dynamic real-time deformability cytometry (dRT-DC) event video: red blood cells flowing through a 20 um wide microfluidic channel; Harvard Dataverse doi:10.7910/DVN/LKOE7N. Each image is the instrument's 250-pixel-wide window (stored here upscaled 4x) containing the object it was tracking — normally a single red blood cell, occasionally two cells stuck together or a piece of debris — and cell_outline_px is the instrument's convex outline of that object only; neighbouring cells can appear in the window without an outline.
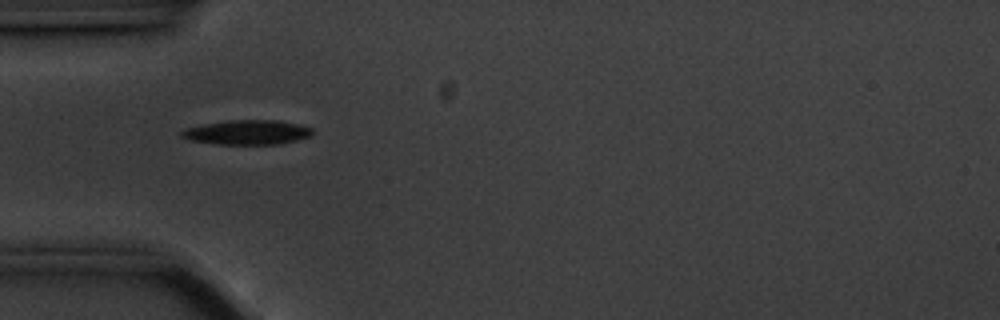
{"species": "common noctule bat (a hibernating species)", "species_latin": "Nyctalus noctula", "temperature_condition": "cold", "stored_images_in_passage": 41, "camera_frame_rate_fps": 3000, "um_per_image_px": 0.085, "animal": {"sex": "male", "body_mass_g": 20.1, "forearm_length_mm": 53.5}, "frame": {"image": 1, "passage_image": 1, "time_ms": 0.0, "image_size_px": [1000, 320], "cell_outline_px": [[312, 136], [280, 144], [220, 144], [192, 140], [180, 136], [180, 132], [184, 128], [204, 124], [228, 120], [276, 120], [300, 124], [312, 128]], "centroid_in_image_um": [21.03, 11.24], "position_along_channel_um": 64.0, "area_um2": 18.67}}
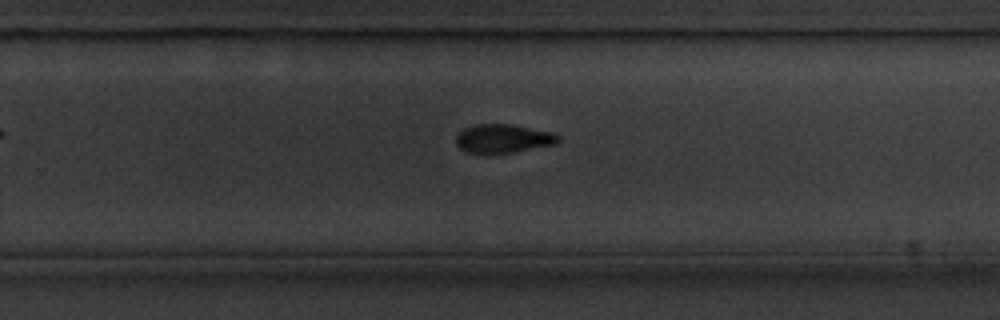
{"frame": {"image": 2, "passage_image": 20, "time_ms": 6.333, "image_size_px": [1000, 320], "cell_outline_px": [[560, 140], [556, 144], [512, 152], [464, 152], [456, 144], [456, 136], [464, 128], [476, 124], [512, 124], [556, 132], [560, 136]], "centroid_in_image_um": [42.82, 11.75], "position_along_channel_um": 287.0, "area_um2": 17.05}}
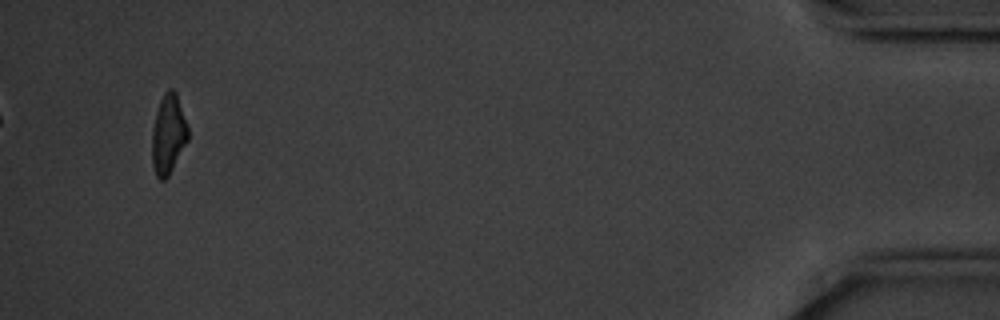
{"frame": {"image": 3, "passage_image": 38, "time_ms": 12.333, "image_size_px": [1000, 320], "cell_outline_px": [[188, 140], [168, 176], [164, 180], [160, 180], [156, 176], [152, 164], [152, 128], [156, 112], [160, 100], [164, 92], [168, 88], [172, 88], [176, 92], [188, 128]], "centroid_in_image_um": [14.29, 11.41], "position_along_channel_um": 420.9, "area_um2": 16.65}, "authors_computed_cell_mechanics": {"area_um2": 17.6868, "velocity_mm_per_s": 3.5434, "shape_relaxation_time_tau1_ms": 2.3731, "shape_relaxation_time_tau2_ms": null, "deformation_change_tau1": 0.139, "deformation_change_tau2": null}}